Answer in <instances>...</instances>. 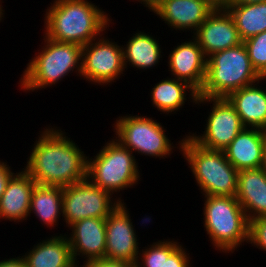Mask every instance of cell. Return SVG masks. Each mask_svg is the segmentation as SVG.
I'll use <instances>...</instances> for the list:
<instances>
[{
    "instance_id": "cell-2",
    "label": "cell",
    "mask_w": 266,
    "mask_h": 267,
    "mask_svg": "<svg viewBox=\"0 0 266 267\" xmlns=\"http://www.w3.org/2000/svg\"><path fill=\"white\" fill-rule=\"evenodd\" d=\"M45 9L44 35L57 42L84 46L113 23L109 13L88 0H53Z\"/></svg>"
},
{
    "instance_id": "cell-23",
    "label": "cell",
    "mask_w": 266,
    "mask_h": 267,
    "mask_svg": "<svg viewBox=\"0 0 266 267\" xmlns=\"http://www.w3.org/2000/svg\"><path fill=\"white\" fill-rule=\"evenodd\" d=\"M131 36L126 44L122 45L126 71L129 66L145 71L158 65L164 55L159 40L144 31H137Z\"/></svg>"
},
{
    "instance_id": "cell-30",
    "label": "cell",
    "mask_w": 266,
    "mask_h": 267,
    "mask_svg": "<svg viewBox=\"0 0 266 267\" xmlns=\"http://www.w3.org/2000/svg\"><path fill=\"white\" fill-rule=\"evenodd\" d=\"M78 267H134V265L125 261L101 258L83 262V265H80Z\"/></svg>"
},
{
    "instance_id": "cell-20",
    "label": "cell",
    "mask_w": 266,
    "mask_h": 267,
    "mask_svg": "<svg viewBox=\"0 0 266 267\" xmlns=\"http://www.w3.org/2000/svg\"><path fill=\"white\" fill-rule=\"evenodd\" d=\"M254 84L231 92L226 98L234 106L245 128L266 129V87Z\"/></svg>"
},
{
    "instance_id": "cell-37",
    "label": "cell",
    "mask_w": 266,
    "mask_h": 267,
    "mask_svg": "<svg viewBox=\"0 0 266 267\" xmlns=\"http://www.w3.org/2000/svg\"><path fill=\"white\" fill-rule=\"evenodd\" d=\"M2 2L3 1L0 0V22L4 18V15H5V13H4L5 9L3 10Z\"/></svg>"
},
{
    "instance_id": "cell-28",
    "label": "cell",
    "mask_w": 266,
    "mask_h": 267,
    "mask_svg": "<svg viewBox=\"0 0 266 267\" xmlns=\"http://www.w3.org/2000/svg\"><path fill=\"white\" fill-rule=\"evenodd\" d=\"M145 249L140 250L134 267H162L163 265V241L153 242Z\"/></svg>"
},
{
    "instance_id": "cell-14",
    "label": "cell",
    "mask_w": 266,
    "mask_h": 267,
    "mask_svg": "<svg viewBox=\"0 0 266 267\" xmlns=\"http://www.w3.org/2000/svg\"><path fill=\"white\" fill-rule=\"evenodd\" d=\"M168 56V71L171 77L184 81L198 93L203 87L207 58L197 40L192 36L189 41L177 44Z\"/></svg>"
},
{
    "instance_id": "cell-29",
    "label": "cell",
    "mask_w": 266,
    "mask_h": 267,
    "mask_svg": "<svg viewBox=\"0 0 266 267\" xmlns=\"http://www.w3.org/2000/svg\"><path fill=\"white\" fill-rule=\"evenodd\" d=\"M248 244L266 251V216L250 221Z\"/></svg>"
},
{
    "instance_id": "cell-12",
    "label": "cell",
    "mask_w": 266,
    "mask_h": 267,
    "mask_svg": "<svg viewBox=\"0 0 266 267\" xmlns=\"http://www.w3.org/2000/svg\"><path fill=\"white\" fill-rule=\"evenodd\" d=\"M126 203H120L105 219V259L134 265L141 247Z\"/></svg>"
},
{
    "instance_id": "cell-1",
    "label": "cell",
    "mask_w": 266,
    "mask_h": 267,
    "mask_svg": "<svg viewBox=\"0 0 266 267\" xmlns=\"http://www.w3.org/2000/svg\"><path fill=\"white\" fill-rule=\"evenodd\" d=\"M24 170L36 185L65 187L86 179L87 156L60 127L39 131Z\"/></svg>"
},
{
    "instance_id": "cell-26",
    "label": "cell",
    "mask_w": 266,
    "mask_h": 267,
    "mask_svg": "<svg viewBox=\"0 0 266 267\" xmlns=\"http://www.w3.org/2000/svg\"><path fill=\"white\" fill-rule=\"evenodd\" d=\"M186 248L177 240L163 238L162 267H192L191 259Z\"/></svg>"
},
{
    "instance_id": "cell-33",
    "label": "cell",
    "mask_w": 266,
    "mask_h": 267,
    "mask_svg": "<svg viewBox=\"0 0 266 267\" xmlns=\"http://www.w3.org/2000/svg\"><path fill=\"white\" fill-rule=\"evenodd\" d=\"M215 9H227L233 0H208Z\"/></svg>"
},
{
    "instance_id": "cell-34",
    "label": "cell",
    "mask_w": 266,
    "mask_h": 267,
    "mask_svg": "<svg viewBox=\"0 0 266 267\" xmlns=\"http://www.w3.org/2000/svg\"><path fill=\"white\" fill-rule=\"evenodd\" d=\"M138 1L141 3L144 7L148 8L147 10L153 12V10L163 1V0H135V2ZM134 2V0H133Z\"/></svg>"
},
{
    "instance_id": "cell-7",
    "label": "cell",
    "mask_w": 266,
    "mask_h": 267,
    "mask_svg": "<svg viewBox=\"0 0 266 267\" xmlns=\"http://www.w3.org/2000/svg\"><path fill=\"white\" fill-rule=\"evenodd\" d=\"M93 157H87L86 178L112 195L133 188L141 179L135 155L114 137Z\"/></svg>"
},
{
    "instance_id": "cell-19",
    "label": "cell",
    "mask_w": 266,
    "mask_h": 267,
    "mask_svg": "<svg viewBox=\"0 0 266 267\" xmlns=\"http://www.w3.org/2000/svg\"><path fill=\"white\" fill-rule=\"evenodd\" d=\"M235 197L249 221L266 216V173L262 167L238 171Z\"/></svg>"
},
{
    "instance_id": "cell-21",
    "label": "cell",
    "mask_w": 266,
    "mask_h": 267,
    "mask_svg": "<svg viewBox=\"0 0 266 267\" xmlns=\"http://www.w3.org/2000/svg\"><path fill=\"white\" fill-rule=\"evenodd\" d=\"M21 257L26 267H78L72 258L67 235L57 234L33 245Z\"/></svg>"
},
{
    "instance_id": "cell-27",
    "label": "cell",
    "mask_w": 266,
    "mask_h": 267,
    "mask_svg": "<svg viewBox=\"0 0 266 267\" xmlns=\"http://www.w3.org/2000/svg\"><path fill=\"white\" fill-rule=\"evenodd\" d=\"M243 43L253 68L259 73L266 65V31L243 41Z\"/></svg>"
},
{
    "instance_id": "cell-5",
    "label": "cell",
    "mask_w": 266,
    "mask_h": 267,
    "mask_svg": "<svg viewBox=\"0 0 266 267\" xmlns=\"http://www.w3.org/2000/svg\"><path fill=\"white\" fill-rule=\"evenodd\" d=\"M185 135L180 151L203 196H235L238 170L224 152L203 148Z\"/></svg>"
},
{
    "instance_id": "cell-13",
    "label": "cell",
    "mask_w": 266,
    "mask_h": 267,
    "mask_svg": "<svg viewBox=\"0 0 266 267\" xmlns=\"http://www.w3.org/2000/svg\"><path fill=\"white\" fill-rule=\"evenodd\" d=\"M192 36L206 58L243 43L235 21L227 9H215Z\"/></svg>"
},
{
    "instance_id": "cell-24",
    "label": "cell",
    "mask_w": 266,
    "mask_h": 267,
    "mask_svg": "<svg viewBox=\"0 0 266 267\" xmlns=\"http://www.w3.org/2000/svg\"><path fill=\"white\" fill-rule=\"evenodd\" d=\"M62 198L63 187L35 185L31 194L29 216L33 213L41 224L55 228L60 217H63Z\"/></svg>"
},
{
    "instance_id": "cell-17",
    "label": "cell",
    "mask_w": 266,
    "mask_h": 267,
    "mask_svg": "<svg viewBox=\"0 0 266 267\" xmlns=\"http://www.w3.org/2000/svg\"><path fill=\"white\" fill-rule=\"evenodd\" d=\"M266 134L257 128H244L223 150L226 159L239 171L263 166Z\"/></svg>"
},
{
    "instance_id": "cell-4",
    "label": "cell",
    "mask_w": 266,
    "mask_h": 267,
    "mask_svg": "<svg viewBox=\"0 0 266 267\" xmlns=\"http://www.w3.org/2000/svg\"><path fill=\"white\" fill-rule=\"evenodd\" d=\"M203 198V227L216 251L229 254L249 243L250 221L235 196Z\"/></svg>"
},
{
    "instance_id": "cell-38",
    "label": "cell",
    "mask_w": 266,
    "mask_h": 267,
    "mask_svg": "<svg viewBox=\"0 0 266 267\" xmlns=\"http://www.w3.org/2000/svg\"><path fill=\"white\" fill-rule=\"evenodd\" d=\"M262 168L264 169V172L266 173V145H265V149H264V161H263Z\"/></svg>"
},
{
    "instance_id": "cell-25",
    "label": "cell",
    "mask_w": 266,
    "mask_h": 267,
    "mask_svg": "<svg viewBox=\"0 0 266 267\" xmlns=\"http://www.w3.org/2000/svg\"><path fill=\"white\" fill-rule=\"evenodd\" d=\"M227 10L235 21L242 41L266 31V1L231 5Z\"/></svg>"
},
{
    "instance_id": "cell-9",
    "label": "cell",
    "mask_w": 266,
    "mask_h": 267,
    "mask_svg": "<svg viewBox=\"0 0 266 267\" xmlns=\"http://www.w3.org/2000/svg\"><path fill=\"white\" fill-rule=\"evenodd\" d=\"M114 196V198H113ZM103 190L87 178L76 184L63 187V221L69 227L85 218L106 219L124 200Z\"/></svg>"
},
{
    "instance_id": "cell-31",
    "label": "cell",
    "mask_w": 266,
    "mask_h": 267,
    "mask_svg": "<svg viewBox=\"0 0 266 267\" xmlns=\"http://www.w3.org/2000/svg\"><path fill=\"white\" fill-rule=\"evenodd\" d=\"M10 167L9 164L7 165L6 162L0 160V197L4 193L9 179L14 174Z\"/></svg>"
},
{
    "instance_id": "cell-10",
    "label": "cell",
    "mask_w": 266,
    "mask_h": 267,
    "mask_svg": "<svg viewBox=\"0 0 266 267\" xmlns=\"http://www.w3.org/2000/svg\"><path fill=\"white\" fill-rule=\"evenodd\" d=\"M210 105V112L201 135H187L198 145L209 150L223 151L245 128L234 106L225 97H198L196 105Z\"/></svg>"
},
{
    "instance_id": "cell-22",
    "label": "cell",
    "mask_w": 266,
    "mask_h": 267,
    "mask_svg": "<svg viewBox=\"0 0 266 267\" xmlns=\"http://www.w3.org/2000/svg\"><path fill=\"white\" fill-rule=\"evenodd\" d=\"M164 79L157 82L150 92L153 107L169 115L180 111L187 101L196 105L198 92L192 86L173 77Z\"/></svg>"
},
{
    "instance_id": "cell-32",
    "label": "cell",
    "mask_w": 266,
    "mask_h": 267,
    "mask_svg": "<svg viewBox=\"0 0 266 267\" xmlns=\"http://www.w3.org/2000/svg\"><path fill=\"white\" fill-rule=\"evenodd\" d=\"M0 267H26L25 261L19 255V257H12V258H4L0 261Z\"/></svg>"
},
{
    "instance_id": "cell-11",
    "label": "cell",
    "mask_w": 266,
    "mask_h": 267,
    "mask_svg": "<svg viewBox=\"0 0 266 267\" xmlns=\"http://www.w3.org/2000/svg\"><path fill=\"white\" fill-rule=\"evenodd\" d=\"M104 35L82 46L80 76L90 84L101 86L116 82L125 72L122 45Z\"/></svg>"
},
{
    "instance_id": "cell-36",
    "label": "cell",
    "mask_w": 266,
    "mask_h": 267,
    "mask_svg": "<svg viewBox=\"0 0 266 267\" xmlns=\"http://www.w3.org/2000/svg\"><path fill=\"white\" fill-rule=\"evenodd\" d=\"M259 81L262 83L263 81H266V65L265 67L258 73ZM263 80V81H262Z\"/></svg>"
},
{
    "instance_id": "cell-16",
    "label": "cell",
    "mask_w": 266,
    "mask_h": 267,
    "mask_svg": "<svg viewBox=\"0 0 266 267\" xmlns=\"http://www.w3.org/2000/svg\"><path fill=\"white\" fill-rule=\"evenodd\" d=\"M214 10L208 0H163L153 12L176 32L194 34Z\"/></svg>"
},
{
    "instance_id": "cell-35",
    "label": "cell",
    "mask_w": 266,
    "mask_h": 267,
    "mask_svg": "<svg viewBox=\"0 0 266 267\" xmlns=\"http://www.w3.org/2000/svg\"><path fill=\"white\" fill-rule=\"evenodd\" d=\"M266 0H233L232 5H243V4H253V3H259Z\"/></svg>"
},
{
    "instance_id": "cell-3",
    "label": "cell",
    "mask_w": 266,
    "mask_h": 267,
    "mask_svg": "<svg viewBox=\"0 0 266 267\" xmlns=\"http://www.w3.org/2000/svg\"><path fill=\"white\" fill-rule=\"evenodd\" d=\"M43 41L41 51L31 58L19 80V87L24 92L49 88L74 71L81 76V45L53 41L45 35Z\"/></svg>"
},
{
    "instance_id": "cell-15",
    "label": "cell",
    "mask_w": 266,
    "mask_h": 267,
    "mask_svg": "<svg viewBox=\"0 0 266 267\" xmlns=\"http://www.w3.org/2000/svg\"><path fill=\"white\" fill-rule=\"evenodd\" d=\"M68 228L72 232L65 235L68 237L72 258L77 266L80 264L79 257L84 259L83 262L105 258V219L85 218Z\"/></svg>"
},
{
    "instance_id": "cell-8",
    "label": "cell",
    "mask_w": 266,
    "mask_h": 267,
    "mask_svg": "<svg viewBox=\"0 0 266 267\" xmlns=\"http://www.w3.org/2000/svg\"><path fill=\"white\" fill-rule=\"evenodd\" d=\"M113 125L115 139L134 154L165 159L173 153V148H181L182 139L174 147L164 126L152 117L126 114L116 118Z\"/></svg>"
},
{
    "instance_id": "cell-6",
    "label": "cell",
    "mask_w": 266,
    "mask_h": 267,
    "mask_svg": "<svg viewBox=\"0 0 266 267\" xmlns=\"http://www.w3.org/2000/svg\"><path fill=\"white\" fill-rule=\"evenodd\" d=\"M259 81L244 43L207 58L206 76L198 97H227Z\"/></svg>"
},
{
    "instance_id": "cell-18",
    "label": "cell",
    "mask_w": 266,
    "mask_h": 267,
    "mask_svg": "<svg viewBox=\"0 0 266 267\" xmlns=\"http://www.w3.org/2000/svg\"><path fill=\"white\" fill-rule=\"evenodd\" d=\"M35 185V181L23 168L14 173L0 197V219L16 223L27 220Z\"/></svg>"
}]
</instances>
